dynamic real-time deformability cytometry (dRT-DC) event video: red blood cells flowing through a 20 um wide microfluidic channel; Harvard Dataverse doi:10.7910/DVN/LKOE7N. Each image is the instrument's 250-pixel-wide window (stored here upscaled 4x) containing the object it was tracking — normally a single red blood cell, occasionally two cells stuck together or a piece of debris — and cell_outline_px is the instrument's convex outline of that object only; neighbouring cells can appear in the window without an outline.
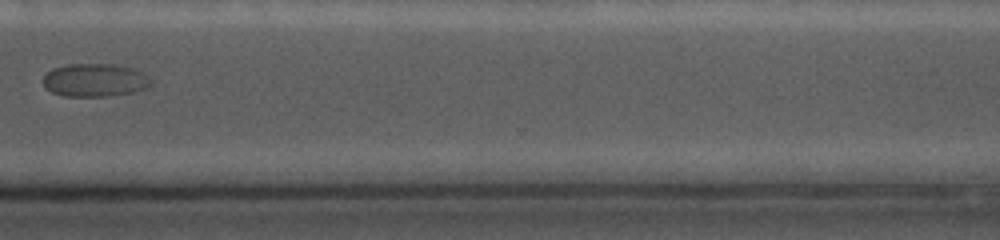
{"species": "common noctule bat (a hibernating species)", "species_latin": "Nyctalus noctula", "temperature_condition": "cold", "stored_images_in_passage": 16, "camera_frame_rate_fps": 5000, "um_per_image_px": 0.085, "animal": {"sex": "female", "body_mass_g": 19.0, "forearm_length_mm": 56.7}, "frame": {"image": 1, "passage_image": 14, "time_ms": 9.2, "image_size_px": [1000, 240], "cell_outline_px": [[152, 84], [148, 88], [132, 92], [108, 96], [64, 96], [52, 92], [44, 84], [44, 76], [52, 68], [68, 64], [112, 64], [132, 68], [144, 72], [152, 80]], "centroid_in_image_um": [8.11, 6.81], "position_along_channel_um": 362.5, "area_um2": 20.81}}
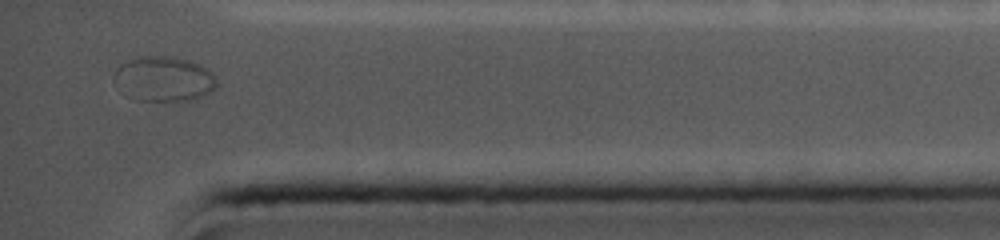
{"frame": {"image": 2, "passage_image": 16, "time_ms": 10.8, "image_size_px": [1000, 240], "cell_outline_px": [[216, 88], [204, 96], [192, 100], [136, 100], [112, 80], [112, 76], [116, 68], [120, 64], [128, 60], [140, 56], [168, 56], [188, 60], [200, 64], [208, 68], [216, 76]], "centroid_in_image_um": [13.95, 6.68], "position_along_channel_um": 421.2, "area_um2": 26.88}}